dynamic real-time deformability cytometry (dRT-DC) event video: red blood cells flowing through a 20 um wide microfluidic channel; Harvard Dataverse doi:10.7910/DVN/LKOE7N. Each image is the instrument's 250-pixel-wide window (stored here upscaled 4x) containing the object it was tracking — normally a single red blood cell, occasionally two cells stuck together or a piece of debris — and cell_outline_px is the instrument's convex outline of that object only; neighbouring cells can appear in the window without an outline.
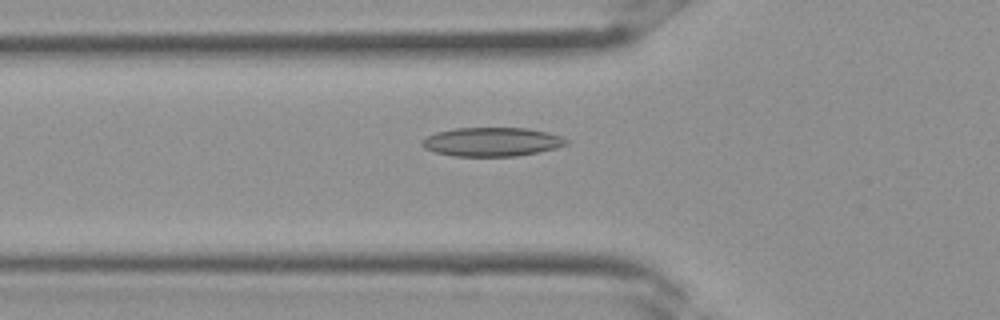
{"species": "Egyptian fruit bat (a non-hibernating species)", "species_latin": "Rousettus aegyptiacus", "temperature_condition": "room temperature", "stored_images_in_passage": 31, "camera_frame_rate_fps": 3000, "um_per_image_px": 0.085, "frame": {"image": 1, "passage_image": 9, "time_ms": 2.667, "image_size_px": [1000, 320], "cell_outline_px": [[568, 144], [556, 148], [516, 156], [452, 156], [432, 152], [424, 148], [420, 144], [420, 140], [436, 132], [456, 128], [528, 128], [548, 132], [560, 136], [568, 140]], "centroid_in_image_um": [41.77, 12.06], "position_along_channel_um": 84.0, "area_um2": 24.39}}
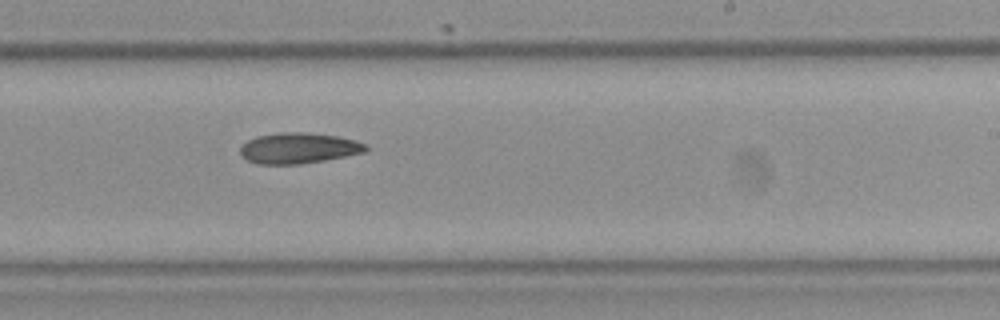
{"frame": {"image": 2, "passage_image": 18, "time_ms": 5.667, "image_size_px": [1000, 320], "cell_outline_px": [[368, 148], [364, 152], [324, 160], [300, 164], [256, 164], [240, 156], [240, 148], [248, 140], [256, 136], [280, 132], [308, 132], [336, 136], [368, 144]], "centroid_in_image_um": [25.34, 12.59], "position_along_channel_um": 263.7, "area_um2": 22.43}}
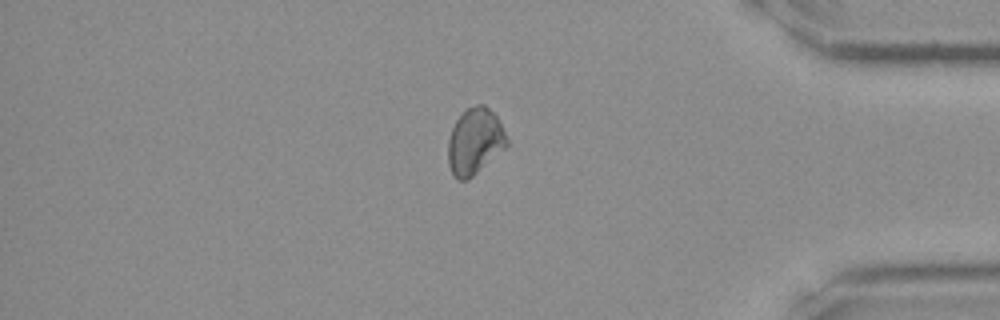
{"frame": {"image": 3, "passage_image": 26, "time_ms": 8.333, "image_size_px": [1000, 320], "cell_outline_px": [[508, 144], [504, 148], [468, 180], [456, 180], [452, 176], [448, 164], [448, 140], [452, 128], [456, 120], [464, 108], [476, 104], [484, 104], [496, 116], [508, 136]], "centroid_in_image_um": [40.33, 12.01], "position_along_channel_um": 394.9, "area_um2": 22.83}}